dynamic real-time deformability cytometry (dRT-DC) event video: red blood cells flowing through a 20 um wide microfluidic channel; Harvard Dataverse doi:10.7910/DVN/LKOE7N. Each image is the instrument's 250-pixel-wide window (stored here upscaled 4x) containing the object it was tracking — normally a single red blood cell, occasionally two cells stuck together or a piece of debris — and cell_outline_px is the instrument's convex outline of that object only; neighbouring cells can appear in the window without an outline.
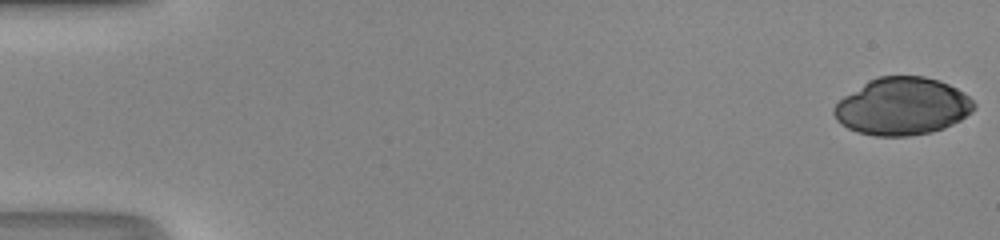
{"species": "human", "species_latin": "Homo sapiens", "temperature_condition": "room temperature", "stored_images_in_passage": 20, "camera_frame_rate_fps": 3000, "um_per_image_px": 0.085, "donor": {"sex": "male"}, "frame": {"image": 1, "passage_image": 1, "time_ms": 0.0, "image_size_px": [1000, 240], "cell_outline_px": [[976, 108], [972, 112], [960, 120], [944, 128], [932, 132], [908, 136], [876, 136], [856, 132], [840, 124], [836, 120], [832, 112], [832, 108], [844, 96], [868, 80], [880, 76], [924, 76], [940, 80], [964, 92], [976, 104]], "centroid_in_image_um": [76.69, 9.04], "position_along_channel_um": 8.3, "area_um2": 47.11}}
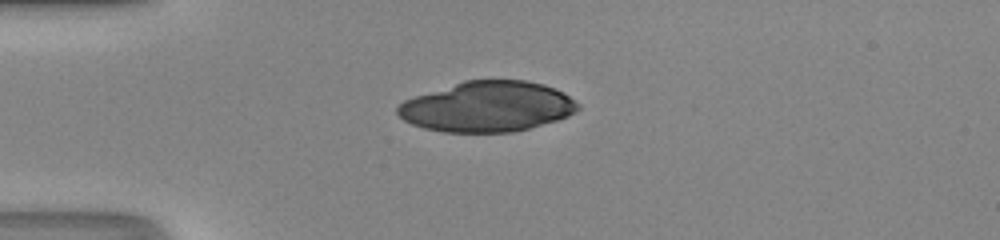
{"frame": {"image": 2, "passage_image": 14, "time_ms": 4.333, "image_size_px": [1000, 240], "cell_outline_px": [[580, 108], [576, 112], [568, 116], [556, 120], [528, 128], [512, 132], [444, 132], [424, 128], [412, 124], [404, 120], [396, 112], [396, 108], [404, 100], [464, 80], [524, 80], [544, 84], [556, 88], [564, 92], [580, 104]], "centroid_in_image_um": [41.45, 9.06], "position_along_channel_um": 43.5, "area_um2": 52.89}}